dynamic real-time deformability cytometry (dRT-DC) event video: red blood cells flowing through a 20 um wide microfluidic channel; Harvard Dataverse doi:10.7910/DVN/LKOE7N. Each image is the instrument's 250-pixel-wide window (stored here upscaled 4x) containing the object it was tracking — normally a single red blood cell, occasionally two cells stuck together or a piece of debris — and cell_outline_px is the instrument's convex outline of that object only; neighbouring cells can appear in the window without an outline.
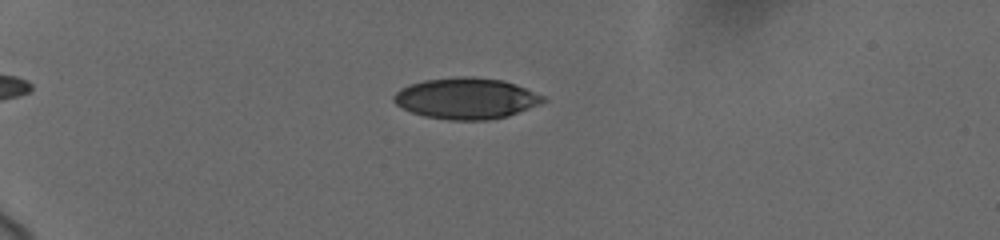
{"species": "human", "species_latin": "Homo sapiens", "temperature_condition": "cold", "stored_images_in_passage": 16, "camera_frame_rate_fps": 3000, "um_per_image_px": 0.085, "donor": {"sex": "female"}, "frame": {"image": 1, "passage_image": 9, "time_ms": 4.333, "image_size_px": [1000, 240], "cell_outline_px": [[548, 100], [540, 104], [508, 116], [488, 120], [448, 120], [424, 116], [412, 112], [396, 104], [392, 100], [392, 96], [400, 88], [408, 84], [424, 80], [464, 76], [472, 76], [504, 80], [516, 84], [544, 96]], "centroid_in_image_um": [39.63, 8.36], "position_along_channel_um": 45.4, "area_um2": 35.95}}
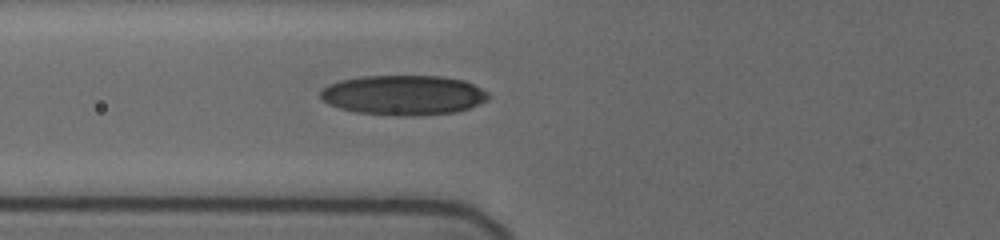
{"frame": {"image": 2, "passage_image": 14, "time_ms": 7.0, "image_size_px": [1000, 240], "cell_outline_px": [[488, 100], [468, 108], [456, 112], [400, 116], [396, 116], [356, 112], [340, 108], [328, 104], [320, 96], [320, 92], [328, 84], [340, 80], [364, 76], [444, 76], [464, 80], [488, 92]], "centroid_in_image_um": [34.28, 8.07], "position_along_channel_um": 91.5, "area_um2": 38.84}}
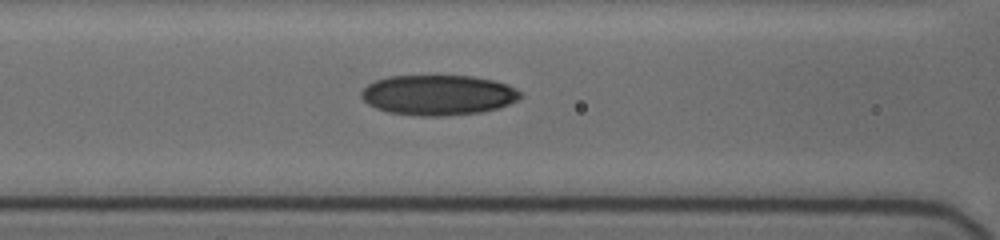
{"frame": {"image": 3, "passage_image": 16, "time_ms": 8.0, "image_size_px": [1000, 240], "cell_outline_px": [[520, 96], [516, 100], [508, 104], [496, 108], [480, 112], [444, 116], [420, 116], [388, 112], [376, 108], [368, 104], [360, 96], [360, 92], [368, 84], [376, 80], [388, 76], [472, 76], [492, 80], [516, 88], [520, 92]], "centroid_in_image_um": [37.19, 8.08], "position_along_channel_um": 129.4, "area_um2": 37.05}}